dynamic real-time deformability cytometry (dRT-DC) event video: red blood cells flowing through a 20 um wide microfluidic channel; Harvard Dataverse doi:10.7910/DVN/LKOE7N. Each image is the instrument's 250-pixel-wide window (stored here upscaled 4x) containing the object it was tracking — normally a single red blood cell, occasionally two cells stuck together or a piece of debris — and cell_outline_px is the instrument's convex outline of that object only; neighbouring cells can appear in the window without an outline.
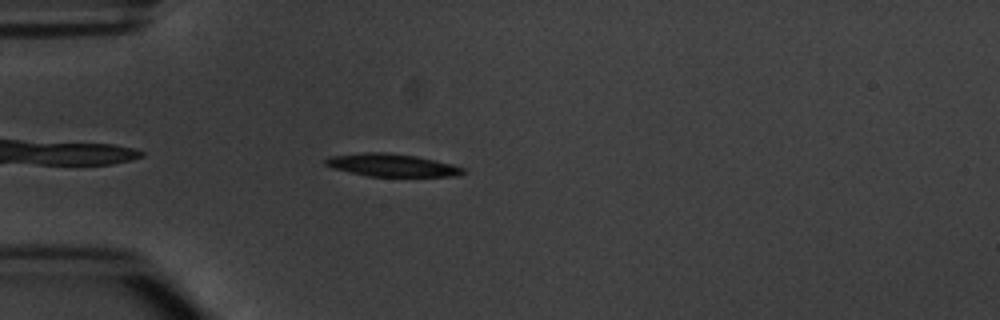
{"species": "common noctule bat (a hibernating species)", "species_latin": "Nyctalus noctula", "temperature_condition": "warm", "stored_images_in_passage": 6, "camera_frame_rate_fps": 3000, "um_per_image_px": 0.085, "animal": {"sex": "male", "body_mass_g": 20.1, "forearm_length_mm": 53.5}, "frame": {"image": 1, "passage_image": 5, "time_ms": 4.667, "image_size_px": [1000, 320], "cell_outline_px": [[468, 172], [460, 176], [368, 176], [332, 168], [324, 164], [324, 160], [328, 156], [364, 152], [384, 152], [416, 156], [436, 160], [452, 164], [464, 168]], "centroid_in_image_um": [33.32, 14.03], "position_along_channel_um": 51.7, "area_um2": 18.32}}